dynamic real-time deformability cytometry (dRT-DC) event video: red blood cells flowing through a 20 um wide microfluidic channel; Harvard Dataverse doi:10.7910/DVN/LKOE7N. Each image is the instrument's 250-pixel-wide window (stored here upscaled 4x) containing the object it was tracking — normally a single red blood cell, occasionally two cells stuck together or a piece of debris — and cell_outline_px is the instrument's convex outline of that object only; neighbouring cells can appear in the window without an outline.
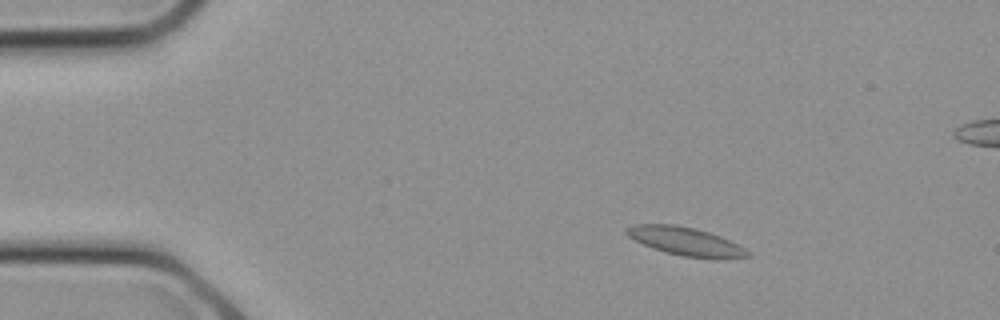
{"species": "common noctule bat (a hibernating species)", "species_latin": "Nyctalus noctula", "temperature_condition": "cold", "stored_images_in_passage": 8, "camera_frame_rate_fps": 3000, "um_per_image_px": 0.085, "animal": {"sex": "female", "body_mass_g": 21.9}, "frame": {"image": 1, "passage_image": 4, "time_ms": 1.0, "image_size_px": [1000, 320], "cell_outline_px": [[752, 256], [684, 256], [652, 248], [628, 236], [624, 232], [624, 228], [636, 224], [676, 224], [708, 232], [720, 236], [744, 248]], "centroid_in_image_um": [58.14, 20.45], "position_along_channel_um": 26.9, "area_um2": 18.9}}